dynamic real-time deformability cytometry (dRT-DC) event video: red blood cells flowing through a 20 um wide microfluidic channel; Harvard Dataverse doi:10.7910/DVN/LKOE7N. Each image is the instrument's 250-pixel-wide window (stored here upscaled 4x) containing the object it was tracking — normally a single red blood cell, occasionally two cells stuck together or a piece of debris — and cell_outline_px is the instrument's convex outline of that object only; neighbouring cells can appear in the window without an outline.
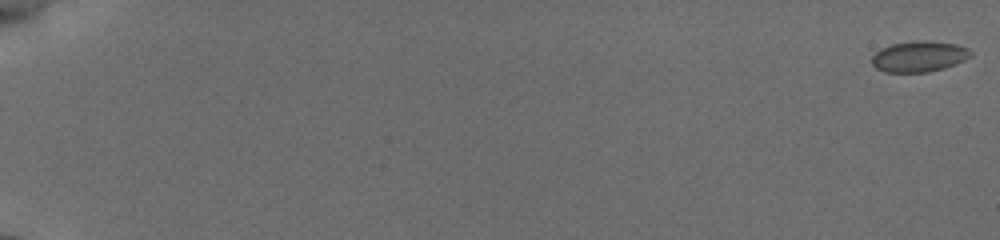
{"species": "common noctule bat (a hibernating species)", "species_latin": "Nyctalus noctula", "temperature_condition": "cold", "stored_images_in_passage": 20, "camera_frame_rate_fps": 3000, "um_per_image_px": 0.085, "animal": {"sex": "female", "body_mass_g": 19.5, "forearm_length_mm": 54.1}, "frame": {"image": 1, "passage_image": 1, "time_ms": 0.0, "image_size_px": [1000, 240], "cell_outline_px": [[972, 56], [956, 64], [944, 68], [928, 72], [884, 72], [876, 68], [872, 64], [872, 56], [880, 48], [892, 44], [920, 40], [924, 40], [956, 44], [968, 48], [972, 52]], "centroid_in_image_um": [78.13, 4.8], "position_along_channel_um": 6.9, "area_um2": 17.8}}
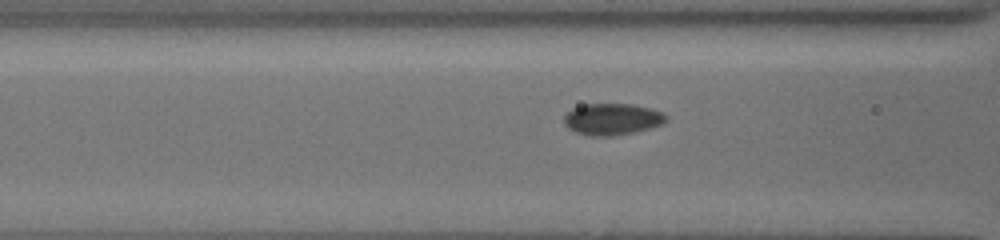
{"frame": {"image": 2, "passage_image": 15, "time_ms": 8.333, "image_size_px": [1000, 240], "cell_outline_px": [[668, 120], [664, 124], [636, 132], [612, 136], [588, 136], [576, 132], [568, 128], [564, 124], [564, 116], [572, 108], [584, 104], [632, 104], [664, 112], [668, 116]], "centroid_in_image_um": [52.06, 10.14], "position_along_channel_um": 114.5, "area_um2": 19.02}}
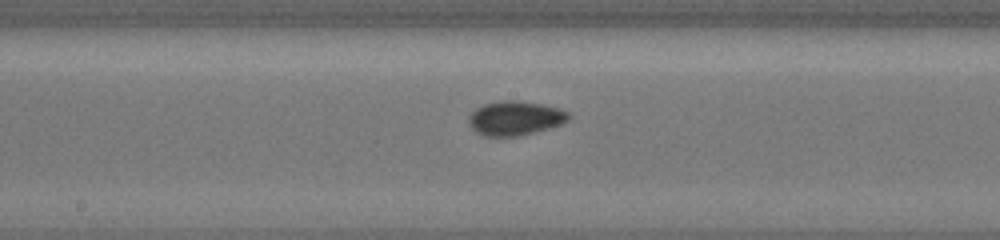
{"frame": {"image": 3, "passage_image": 20, "time_ms": 10.667, "image_size_px": [1000, 240], "cell_outline_px": [[568, 120], [560, 124], [548, 128], [516, 136], [484, 136], [476, 132], [472, 128], [468, 120], [472, 112], [476, 108], [484, 104], [504, 100], [512, 100], [540, 104], [560, 108], [568, 112]], "centroid_in_image_um": [43.76, 10.04], "position_along_channel_um": 204.4, "area_um2": 19.54}}